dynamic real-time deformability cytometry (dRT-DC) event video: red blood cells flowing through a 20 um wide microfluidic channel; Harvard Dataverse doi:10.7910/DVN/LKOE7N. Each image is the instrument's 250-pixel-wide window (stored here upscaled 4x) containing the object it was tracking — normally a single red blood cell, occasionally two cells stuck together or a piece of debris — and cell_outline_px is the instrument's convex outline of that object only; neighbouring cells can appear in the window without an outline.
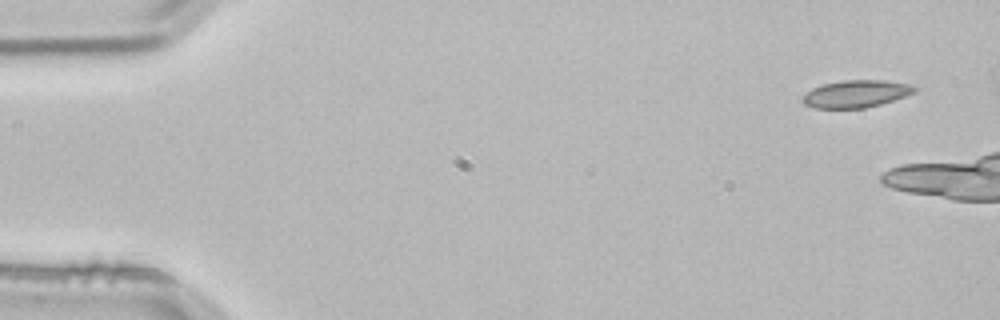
{"species": "common noctule bat (a hibernating species)", "species_latin": "Nyctalus noctula", "temperature_condition": "room temperature", "stored_images_in_passage": 2, "camera_frame_rate_fps": 3000, "um_per_image_px": 0.085, "animal": {"sex": "male", "body_mass_g": 21.5, "forearm_length_mm": 52.0}, "frame": {"image": 1, "passage_image": 1, "time_ms": 0.0, "image_size_px": [1000, 320], "cell_outline_px": [[920, 88], [916, 92], [880, 104], [864, 108], [816, 108], [804, 104], [800, 100], [812, 88], [820, 84], [840, 80], [884, 80], [912, 84]], "centroid_in_image_um": [72.78, 7.96], "position_along_channel_um": 12.2, "area_um2": 17.98}}